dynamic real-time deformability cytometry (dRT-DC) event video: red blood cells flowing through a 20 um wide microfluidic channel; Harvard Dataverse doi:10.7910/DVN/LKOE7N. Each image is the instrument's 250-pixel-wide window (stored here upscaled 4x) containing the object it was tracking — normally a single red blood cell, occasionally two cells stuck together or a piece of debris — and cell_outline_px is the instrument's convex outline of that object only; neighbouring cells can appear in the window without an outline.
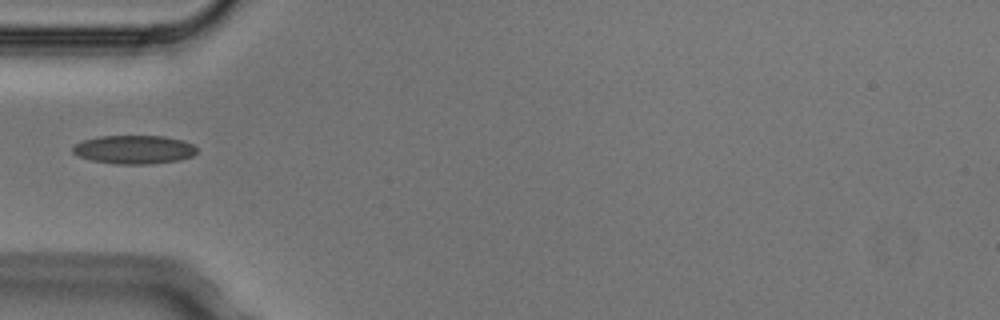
{"species": "Egyptian fruit bat (a non-hibernating species)", "species_latin": "Rousettus aegyptiacus", "temperature_condition": "cold", "stored_images_in_passage": 3, "camera_frame_rate_fps": 3000, "um_per_image_px": 0.085, "animal": {"sex": "male"}, "frame": {"image": 1, "passage_image": 3, "time_ms": 0.667, "image_size_px": [1000, 320], "cell_outline_px": [[196, 152], [192, 156], [180, 160], [152, 164], [116, 164], [92, 160], [80, 156], [72, 152], [72, 148], [76, 144], [84, 140], [100, 136], [164, 136], [184, 140], [192, 144], [196, 148]], "centroid_in_image_um": [11.43, 12.71], "position_along_channel_um": 73.6, "area_um2": 20.63}}